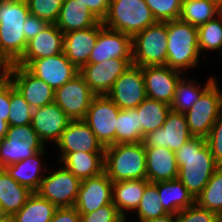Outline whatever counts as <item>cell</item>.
<instances>
[{"label":"cell","mask_w":222,"mask_h":222,"mask_svg":"<svg viewBox=\"0 0 222 222\" xmlns=\"http://www.w3.org/2000/svg\"><path fill=\"white\" fill-rule=\"evenodd\" d=\"M178 179L196 199L219 165L215 162L207 140L191 137L175 152Z\"/></svg>","instance_id":"6da1fadb"},{"label":"cell","mask_w":222,"mask_h":222,"mask_svg":"<svg viewBox=\"0 0 222 222\" xmlns=\"http://www.w3.org/2000/svg\"><path fill=\"white\" fill-rule=\"evenodd\" d=\"M29 14L26 0H0V53L10 64L25 52V21Z\"/></svg>","instance_id":"7a4b0ae2"},{"label":"cell","mask_w":222,"mask_h":222,"mask_svg":"<svg viewBox=\"0 0 222 222\" xmlns=\"http://www.w3.org/2000/svg\"><path fill=\"white\" fill-rule=\"evenodd\" d=\"M104 172L112 182L146 179V153L142 142L106 147Z\"/></svg>","instance_id":"3957f363"},{"label":"cell","mask_w":222,"mask_h":222,"mask_svg":"<svg viewBox=\"0 0 222 222\" xmlns=\"http://www.w3.org/2000/svg\"><path fill=\"white\" fill-rule=\"evenodd\" d=\"M167 61L166 65L181 72L198 65L200 50L197 27L181 20L166 21Z\"/></svg>","instance_id":"277c9868"},{"label":"cell","mask_w":222,"mask_h":222,"mask_svg":"<svg viewBox=\"0 0 222 222\" xmlns=\"http://www.w3.org/2000/svg\"><path fill=\"white\" fill-rule=\"evenodd\" d=\"M155 23L157 21L145 0H110L108 12L102 21L105 27L132 38Z\"/></svg>","instance_id":"5b68a950"},{"label":"cell","mask_w":222,"mask_h":222,"mask_svg":"<svg viewBox=\"0 0 222 222\" xmlns=\"http://www.w3.org/2000/svg\"><path fill=\"white\" fill-rule=\"evenodd\" d=\"M167 25L157 22L132 38V62L139 67L166 65Z\"/></svg>","instance_id":"8992f818"},{"label":"cell","mask_w":222,"mask_h":222,"mask_svg":"<svg viewBox=\"0 0 222 222\" xmlns=\"http://www.w3.org/2000/svg\"><path fill=\"white\" fill-rule=\"evenodd\" d=\"M44 146L31 124L8 126L5 138L0 141V168L23 161L45 149Z\"/></svg>","instance_id":"52a82bcc"},{"label":"cell","mask_w":222,"mask_h":222,"mask_svg":"<svg viewBox=\"0 0 222 222\" xmlns=\"http://www.w3.org/2000/svg\"><path fill=\"white\" fill-rule=\"evenodd\" d=\"M216 81L201 95L185 114L189 131L194 137L206 139L222 112V91Z\"/></svg>","instance_id":"ba28073f"},{"label":"cell","mask_w":222,"mask_h":222,"mask_svg":"<svg viewBox=\"0 0 222 222\" xmlns=\"http://www.w3.org/2000/svg\"><path fill=\"white\" fill-rule=\"evenodd\" d=\"M120 108L107 96L96 95L83 119L104 148L115 144Z\"/></svg>","instance_id":"9c48e42d"},{"label":"cell","mask_w":222,"mask_h":222,"mask_svg":"<svg viewBox=\"0 0 222 222\" xmlns=\"http://www.w3.org/2000/svg\"><path fill=\"white\" fill-rule=\"evenodd\" d=\"M80 185L81 180L65 167H61L44 176L36 192L57 208L74 207Z\"/></svg>","instance_id":"30bf717a"},{"label":"cell","mask_w":222,"mask_h":222,"mask_svg":"<svg viewBox=\"0 0 222 222\" xmlns=\"http://www.w3.org/2000/svg\"><path fill=\"white\" fill-rule=\"evenodd\" d=\"M95 96L80 74L54 90V102L71 120H83Z\"/></svg>","instance_id":"8fae6325"},{"label":"cell","mask_w":222,"mask_h":222,"mask_svg":"<svg viewBox=\"0 0 222 222\" xmlns=\"http://www.w3.org/2000/svg\"><path fill=\"white\" fill-rule=\"evenodd\" d=\"M191 137L186 116L170 110L162 127L143 136L144 148L164 147L176 152Z\"/></svg>","instance_id":"7c38bea8"},{"label":"cell","mask_w":222,"mask_h":222,"mask_svg":"<svg viewBox=\"0 0 222 222\" xmlns=\"http://www.w3.org/2000/svg\"><path fill=\"white\" fill-rule=\"evenodd\" d=\"M106 95L120 109L137 108L147 98L142 68L132 64Z\"/></svg>","instance_id":"4fadbf2b"},{"label":"cell","mask_w":222,"mask_h":222,"mask_svg":"<svg viewBox=\"0 0 222 222\" xmlns=\"http://www.w3.org/2000/svg\"><path fill=\"white\" fill-rule=\"evenodd\" d=\"M132 64V59L112 58L101 63H87L79 70V74L95 95H106Z\"/></svg>","instance_id":"5bb4252c"},{"label":"cell","mask_w":222,"mask_h":222,"mask_svg":"<svg viewBox=\"0 0 222 222\" xmlns=\"http://www.w3.org/2000/svg\"><path fill=\"white\" fill-rule=\"evenodd\" d=\"M8 77L32 109L54 102L52 87L30 73L25 67L11 64Z\"/></svg>","instance_id":"9a60e30c"},{"label":"cell","mask_w":222,"mask_h":222,"mask_svg":"<svg viewBox=\"0 0 222 222\" xmlns=\"http://www.w3.org/2000/svg\"><path fill=\"white\" fill-rule=\"evenodd\" d=\"M25 68L37 78L44 80L53 90L60 88L79 74V70L63 52L33 60Z\"/></svg>","instance_id":"2e32d148"},{"label":"cell","mask_w":222,"mask_h":222,"mask_svg":"<svg viewBox=\"0 0 222 222\" xmlns=\"http://www.w3.org/2000/svg\"><path fill=\"white\" fill-rule=\"evenodd\" d=\"M147 98L154 99L169 106L175 93L176 85L183 72L167 65L141 67Z\"/></svg>","instance_id":"e0dca14e"},{"label":"cell","mask_w":222,"mask_h":222,"mask_svg":"<svg viewBox=\"0 0 222 222\" xmlns=\"http://www.w3.org/2000/svg\"><path fill=\"white\" fill-rule=\"evenodd\" d=\"M112 184L105 172L82 180L74 207L87 214L112 203Z\"/></svg>","instance_id":"ac0fdd59"},{"label":"cell","mask_w":222,"mask_h":222,"mask_svg":"<svg viewBox=\"0 0 222 222\" xmlns=\"http://www.w3.org/2000/svg\"><path fill=\"white\" fill-rule=\"evenodd\" d=\"M132 37L103 26L88 63H101L112 58L132 59Z\"/></svg>","instance_id":"d6986e66"},{"label":"cell","mask_w":222,"mask_h":222,"mask_svg":"<svg viewBox=\"0 0 222 222\" xmlns=\"http://www.w3.org/2000/svg\"><path fill=\"white\" fill-rule=\"evenodd\" d=\"M70 121L66 113L53 102L33 109L31 126L43 143L51 140L56 145Z\"/></svg>","instance_id":"ffe728a7"},{"label":"cell","mask_w":222,"mask_h":222,"mask_svg":"<svg viewBox=\"0 0 222 222\" xmlns=\"http://www.w3.org/2000/svg\"><path fill=\"white\" fill-rule=\"evenodd\" d=\"M56 144L61 153H104L105 151L89 125L83 120H71Z\"/></svg>","instance_id":"44dd1931"},{"label":"cell","mask_w":222,"mask_h":222,"mask_svg":"<svg viewBox=\"0 0 222 222\" xmlns=\"http://www.w3.org/2000/svg\"><path fill=\"white\" fill-rule=\"evenodd\" d=\"M103 26L100 21L93 27L64 33L63 53L78 70L88 63Z\"/></svg>","instance_id":"7402d4cb"},{"label":"cell","mask_w":222,"mask_h":222,"mask_svg":"<svg viewBox=\"0 0 222 222\" xmlns=\"http://www.w3.org/2000/svg\"><path fill=\"white\" fill-rule=\"evenodd\" d=\"M64 33L55 24H49L36 37L28 41L23 56L15 63L26 67L31 61L63 52Z\"/></svg>","instance_id":"603a6c76"},{"label":"cell","mask_w":222,"mask_h":222,"mask_svg":"<svg viewBox=\"0 0 222 222\" xmlns=\"http://www.w3.org/2000/svg\"><path fill=\"white\" fill-rule=\"evenodd\" d=\"M146 179L150 183L170 181L178 178L175 152L164 147L145 148Z\"/></svg>","instance_id":"cb8c5ba5"},{"label":"cell","mask_w":222,"mask_h":222,"mask_svg":"<svg viewBox=\"0 0 222 222\" xmlns=\"http://www.w3.org/2000/svg\"><path fill=\"white\" fill-rule=\"evenodd\" d=\"M99 22L85 4L78 0H64L55 25L61 32L67 33L93 27Z\"/></svg>","instance_id":"d4e9b609"},{"label":"cell","mask_w":222,"mask_h":222,"mask_svg":"<svg viewBox=\"0 0 222 222\" xmlns=\"http://www.w3.org/2000/svg\"><path fill=\"white\" fill-rule=\"evenodd\" d=\"M61 154L59 162H63L65 168L81 181L104 172V153L73 152Z\"/></svg>","instance_id":"484cf974"},{"label":"cell","mask_w":222,"mask_h":222,"mask_svg":"<svg viewBox=\"0 0 222 222\" xmlns=\"http://www.w3.org/2000/svg\"><path fill=\"white\" fill-rule=\"evenodd\" d=\"M149 183L147 179L113 182L112 203L125 220H127L125 210L137 209L145 187Z\"/></svg>","instance_id":"4316f807"},{"label":"cell","mask_w":222,"mask_h":222,"mask_svg":"<svg viewBox=\"0 0 222 222\" xmlns=\"http://www.w3.org/2000/svg\"><path fill=\"white\" fill-rule=\"evenodd\" d=\"M158 193L164 210L169 214L176 215L195 204V198L178 178L158 182Z\"/></svg>","instance_id":"83f0119b"},{"label":"cell","mask_w":222,"mask_h":222,"mask_svg":"<svg viewBox=\"0 0 222 222\" xmlns=\"http://www.w3.org/2000/svg\"><path fill=\"white\" fill-rule=\"evenodd\" d=\"M44 149L42 151H38L36 154L24 159L23 161H19L13 165L6 166L4 169L10 175L12 179L18 182L20 185L26 186L32 192H36L41 184L44 176L43 173L40 174L41 166L40 156H43Z\"/></svg>","instance_id":"f1b7e54d"},{"label":"cell","mask_w":222,"mask_h":222,"mask_svg":"<svg viewBox=\"0 0 222 222\" xmlns=\"http://www.w3.org/2000/svg\"><path fill=\"white\" fill-rule=\"evenodd\" d=\"M32 193L29 188L12 179L5 169L0 168V203L9 217L25 205Z\"/></svg>","instance_id":"f546056e"},{"label":"cell","mask_w":222,"mask_h":222,"mask_svg":"<svg viewBox=\"0 0 222 222\" xmlns=\"http://www.w3.org/2000/svg\"><path fill=\"white\" fill-rule=\"evenodd\" d=\"M56 210L57 207L53 203L33 192L11 219L12 222H50Z\"/></svg>","instance_id":"4dcf8cb0"},{"label":"cell","mask_w":222,"mask_h":222,"mask_svg":"<svg viewBox=\"0 0 222 222\" xmlns=\"http://www.w3.org/2000/svg\"><path fill=\"white\" fill-rule=\"evenodd\" d=\"M219 14L218 0H182L179 20L199 27Z\"/></svg>","instance_id":"1f68e13d"},{"label":"cell","mask_w":222,"mask_h":222,"mask_svg":"<svg viewBox=\"0 0 222 222\" xmlns=\"http://www.w3.org/2000/svg\"><path fill=\"white\" fill-rule=\"evenodd\" d=\"M142 136L155 131L164 124L171 107L163 102L146 98L137 108Z\"/></svg>","instance_id":"d6a6232c"},{"label":"cell","mask_w":222,"mask_h":222,"mask_svg":"<svg viewBox=\"0 0 222 222\" xmlns=\"http://www.w3.org/2000/svg\"><path fill=\"white\" fill-rule=\"evenodd\" d=\"M215 78L210 77L204 88L196 85L195 80L181 78L176 85L175 93L170 105L171 110L180 113H186L199 100L201 95L215 82Z\"/></svg>","instance_id":"836d02e7"},{"label":"cell","mask_w":222,"mask_h":222,"mask_svg":"<svg viewBox=\"0 0 222 222\" xmlns=\"http://www.w3.org/2000/svg\"><path fill=\"white\" fill-rule=\"evenodd\" d=\"M142 129L139 127L138 112L133 109H120L117 117L115 144L142 142Z\"/></svg>","instance_id":"e575fe53"},{"label":"cell","mask_w":222,"mask_h":222,"mask_svg":"<svg viewBox=\"0 0 222 222\" xmlns=\"http://www.w3.org/2000/svg\"><path fill=\"white\" fill-rule=\"evenodd\" d=\"M195 203L204 209L222 214V166H219L211 176Z\"/></svg>","instance_id":"d590c367"},{"label":"cell","mask_w":222,"mask_h":222,"mask_svg":"<svg viewBox=\"0 0 222 222\" xmlns=\"http://www.w3.org/2000/svg\"><path fill=\"white\" fill-rule=\"evenodd\" d=\"M138 213V219L140 222H146L148 220L168 214L161 204L158 193V182L149 183L143 192V196L136 209Z\"/></svg>","instance_id":"8d00e7d4"},{"label":"cell","mask_w":222,"mask_h":222,"mask_svg":"<svg viewBox=\"0 0 222 222\" xmlns=\"http://www.w3.org/2000/svg\"><path fill=\"white\" fill-rule=\"evenodd\" d=\"M217 18V19H216ZM200 52L222 48V13L197 27Z\"/></svg>","instance_id":"74e56055"},{"label":"cell","mask_w":222,"mask_h":222,"mask_svg":"<svg viewBox=\"0 0 222 222\" xmlns=\"http://www.w3.org/2000/svg\"><path fill=\"white\" fill-rule=\"evenodd\" d=\"M32 115L33 109L10 80V114L8 116V125L22 126L31 124Z\"/></svg>","instance_id":"f35d334b"},{"label":"cell","mask_w":222,"mask_h":222,"mask_svg":"<svg viewBox=\"0 0 222 222\" xmlns=\"http://www.w3.org/2000/svg\"><path fill=\"white\" fill-rule=\"evenodd\" d=\"M157 22L178 20L182 0H145Z\"/></svg>","instance_id":"ab89813d"},{"label":"cell","mask_w":222,"mask_h":222,"mask_svg":"<svg viewBox=\"0 0 222 222\" xmlns=\"http://www.w3.org/2000/svg\"><path fill=\"white\" fill-rule=\"evenodd\" d=\"M30 14L55 24L64 0H26Z\"/></svg>","instance_id":"60d3db41"},{"label":"cell","mask_w":222,"mask_h":222,"mask_svg":"<svg viewBox=\"0 0 222 222\" xmlns=\"http://www.w3.org/2000/svg\"><path fill=\"white\" fill-rule=\"evenodd\" d=\"M175 216L176 222H219L218 214L201 208L196 203L179 211Z\"/></svg>","instance_id":"b9f144b4"},{"label":"cell","mask_w":222,"mask_h":222,"mask_svg":"<svg viewBox=\"0 0 222 222\" xmlns=\"http://www.w3.org/2000/svg\"><path fill=\"white\" fill-rule=\"evenodd\" d=\"M126 221L118 212L113 203L100 207L98 210L80 214V222H124Z\"/></svg>","instance_id":"7bdbcfd3"},{"label":"cell","mask_w":222,"mask_h":222,"mask_svg":"<svg viewBox=\"0 0 222 222\" xmlns=\"http://www.w3.org/2000/svg\"><path fill=\"white\" fill-rule=\"evenodd\" d=\"M206 140L215 162L222 166V112L216 119Z\"/></svg>","instance_id":"ee69618b"},{"label":"cell","mask_w":222,"mask_h":222,"mask_svg":"<svg viewBox=\"0 0 222 222\" xmlns=\"http://www.w3.org/2000/svg\"><path fill=\"white\" fill-rule=\"evenodd\" d=\"M10 114V78L0 81V119L8 122Z\"/></svg>","instance_id":"f6af8a7d"},{"label":"cell","mask_w":222,"mask_h":222,"mask_svg":"<svg viewBox=\"0 0 222 222\" xmlns=\"http://www.w3.org/2000/svg\"><path fill=\"white\" fill-rule=\"evenodd\" d=\"M49 24L32 14H29L25 21V31L24 35L27 42L36 37L43 29H45Z\"/></svg>","instance_id":"bcb514c9"},{"label":"cell","mask_w":222,"mask_h":222,"mask_svg":"<svg viewBox=\"0 0 222 222\" xmlns=\"http://www.w3.org/2000/svg\"><path fill=\"white\" fill-rule=\"evenodd\" d=\"M81 4L85 6L92 12V14L103 21L107 12L110 0H78Z\"/></svg>","instance_id":"7dc6e473"},{"label":"cell","mask_w":222,"mask_h":222,"mask_svg":"<svg viewBox=\"0 0 222 222\" xmlns=\"http://www.w3.org/2000/svg\"><path fill=\"white\" fill-rule=\"evenodd\" d=\"M50 222H80V214L75 207L57 208Z\"/></svg>","instance_id":"c3c4849f"},{"label":"cell","mask_w":222,"mask_h":222,"mask_svg":"<svg viewBox=\"0 0 222 222\" xmlns=\"http://www.w3.org/2000/svg\"><path fill=\"white\" fill-rule=\"evenodd\" d=\"M11 64L7 59L0 53V81L8 78ZM2 69V72H1Z\"/></svg>","instance_id":"681fc988"},{"label":"cell","mask_w":222,"mask_h":222,"mask_svg":"<svg viewBox=\"0 0 222 222\" xmlns=\"http://www.w3.org/2000/svg\"><path fill=\"white\" fill-rule=\"evenodd\" d=\"M174 214H165L163 216L148 220L146 222H176Z\"/></svg>","instance_id":"f907efd6"},{"label":"cell","mask_w":222,"mask_h":222,"mask_svg":"<svg viewBox=\"0 0 222 222\" xmlns=\"http://www.w3.org/2000/svg\"><path fill=\"white\" fill-rule=\"evenodd\" d=\"M8 123L3 119H0V141L5 138L6 132L8 130Z\"/></svg>","instance_id":"816d5d0a"},{"label":"cell","mask_w":222,"mask_h":222,"mask_svg":"<svg viewBox=\"0 0 222 222\" xmlns=\"http://www.w3.org/2000/svg\"><path fill=\"white\" fill-rule=\"evenodd\" d=\"M10 217L8 216V214L5 212L2 204L0 203V221L1 220H8Z\"/></svg>","instance_id":"f5cc1de1"},{"label":"cell","mask_w":222,"mask_h":222,"mask_svg":"<svg viewBox=\"0 0 222 222\" xmlns=\"http://www.w3.org/2000/svg\"><path fill=\"white\" fill-rule=\"evenodd\" d=\"M218 3H219V11L220 13H222V0H219Z\"/></svg>","instance_id":"db71d44e"},{"label":"cell","mask_w":222,"mask_h":222,"mask_svg":"<svg viewBox=\"0 0 222 222\" xmlns=\"http://www.w3.org/2000/svg\"><path fill=\"white\" fill-rule=\"evenodd\" d=\"M0 222H12L11 217L8 220H1Z\"/></svg>","instance_id":"11a10c76"},{"label":"cell","mask_w":222,"mask_h":222,"mask_svg":"<svg viewBox=\"0 0 222 222\" xmlns=\"http://www.w3.org/2000/svg\"><path fill=\"white\" fill-rule=\"evenodd\" d=\"M219 222H222V214L219 215Z\"/></svg>","instance_id":"9f6ffc18"}]
</instances>
